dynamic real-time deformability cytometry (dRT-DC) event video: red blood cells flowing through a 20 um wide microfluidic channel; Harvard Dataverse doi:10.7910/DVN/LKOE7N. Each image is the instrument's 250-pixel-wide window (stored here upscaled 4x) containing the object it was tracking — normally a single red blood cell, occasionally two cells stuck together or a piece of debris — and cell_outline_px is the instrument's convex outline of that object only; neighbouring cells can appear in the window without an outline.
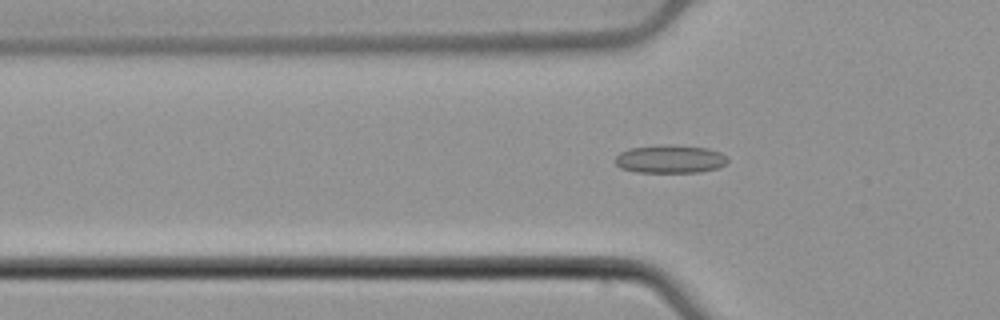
{"species": "common noctule bat (a hibernating species)", "species_latin": "Nyctalus noctula", "temperature_condition": "cold", "stored_images_in_passage": 49, "camera_frame_rate_fps": 3000, "um_per_image_px": 0.085, "animal": {"sex": "male", "body_mass_g": 21.5, "forearm_length_mm": 52.0}, "frame": {"image": 1, "passage_image": 18, "time_ms": 5.667, "image_size_px": [1000, 320], "cell_outline_px": [[728, 160], [724, 164], [716, 168], [700, 172], [636, 172], [620, 168], [616, 164], [616, 156], [620, 152], [628, 148], [708, 148], [720, 152]], "centroid_in_image_um": [56.93, 13.58], "position_along_channel_um": 68.9, "area_um2": 17.22}}
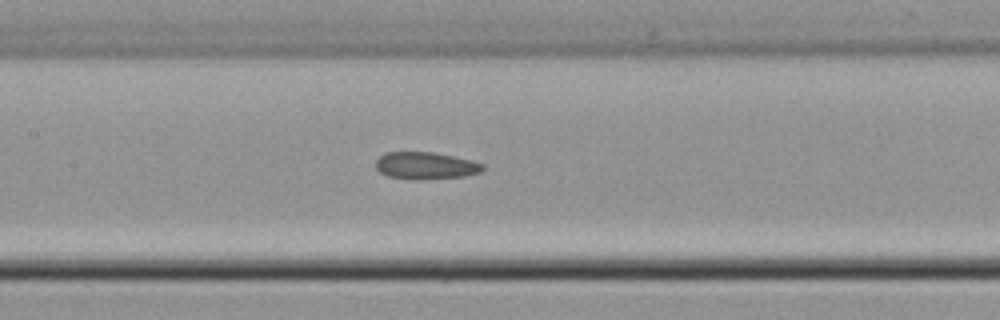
{"frame": {"image": 2, "passage_image": 26, "time_ms": 8.333, "image_size_px": [1000, 320], "cell_outline_px": [[484, 168], [480, 172], [464, 176], [416, 180], [388, 176], [380, 172], [376, 168], [376, 160], [380, 156], [388, 152], [432, 152], [472, 160], [484, 164]], "centroid_in_image_um": [36.18, 14.08], "position_along_channel_um": 171.2, "area_um2": 16.82}}
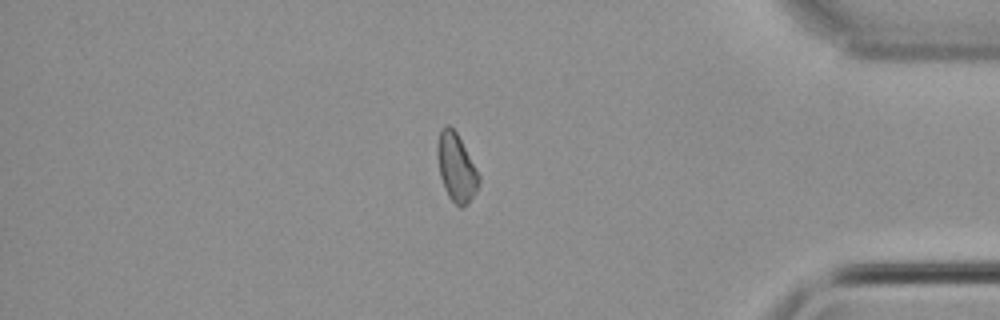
{"frame": {"image": 3, "passage_image": 46, "time_ms": 15.0, "image_size_px": [1000, 320], "cell_outline_px": [[480, 184], [476, 192], [460, 208], [448, 196], [444, 188], [440, 176], [436, 148], [440, 132], [448, 124], [456, 132], [480, 176]], "centroid_in_image_um": [38.78, 14.25], "position_along_channel_um": 396.4, "area_um2": 16.01}}